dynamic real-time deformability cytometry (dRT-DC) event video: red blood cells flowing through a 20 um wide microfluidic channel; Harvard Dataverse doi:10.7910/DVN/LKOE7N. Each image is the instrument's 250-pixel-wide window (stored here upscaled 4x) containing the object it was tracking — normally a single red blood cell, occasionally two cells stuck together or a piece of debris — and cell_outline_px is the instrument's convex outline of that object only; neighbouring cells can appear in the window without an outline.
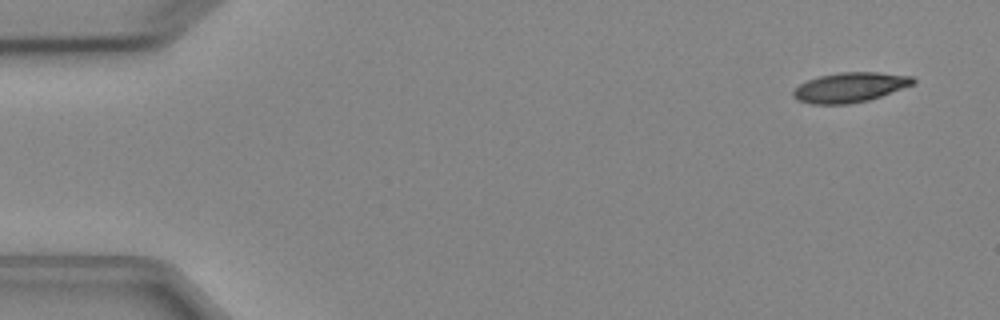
{"species": "Egyptian fruit bat (a non-hibernating species)", "species_latin": "Rousettus aegyptiacus", "temperature_condition": "cold", "stored_images_in_passage": 4, "camera_frame_rate_fps": 3000, "um_per_image_px": 0.085, "animal": {"sex": "female"}, "frame": {"image": 1, "passage_image": 1, "time_ms": 0.0, "image_size_px": [1000, 320], "cell_outline_px": [[916, 84], [868, 100], [848, 104], [812, 104], [796, 100], [792, 96], [792, 92], [800, 84], [808, 80], [820, 76], [840, 72], [876, 72], [912, 76], [916, 80]], "centroid_in_image_um": [72.25, 7.43], "position_along_channel_um": 12.7, "area_um2": 20.81}}
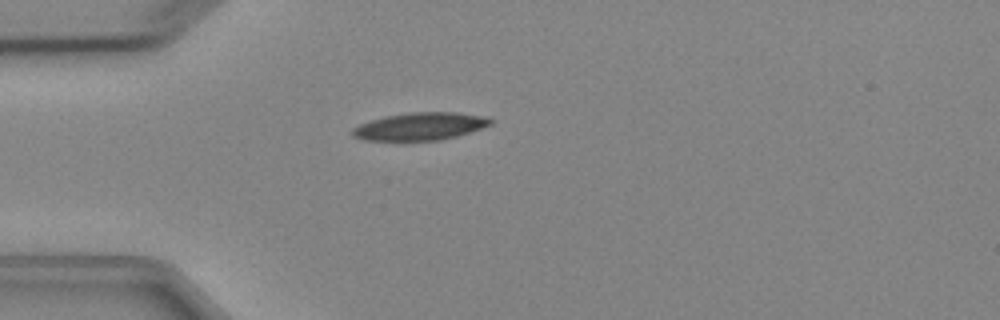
{"frame": {"image": 2, "passage_image": 4, "time_ms": 3.667, "image_size_px": [1000, 320], "cell_outline_px": [[492, 124], [456, 136], [440, 140], [364, 140], [352, 136], [352, 128], [360, 124], [384, 116], [408, 112], [456, 112], [488, 116], [492, 120]], "centroid_in_image_um": [35.71, 10.73], "position_along_channel_um": 49.3, "area_um2": 22.14}}